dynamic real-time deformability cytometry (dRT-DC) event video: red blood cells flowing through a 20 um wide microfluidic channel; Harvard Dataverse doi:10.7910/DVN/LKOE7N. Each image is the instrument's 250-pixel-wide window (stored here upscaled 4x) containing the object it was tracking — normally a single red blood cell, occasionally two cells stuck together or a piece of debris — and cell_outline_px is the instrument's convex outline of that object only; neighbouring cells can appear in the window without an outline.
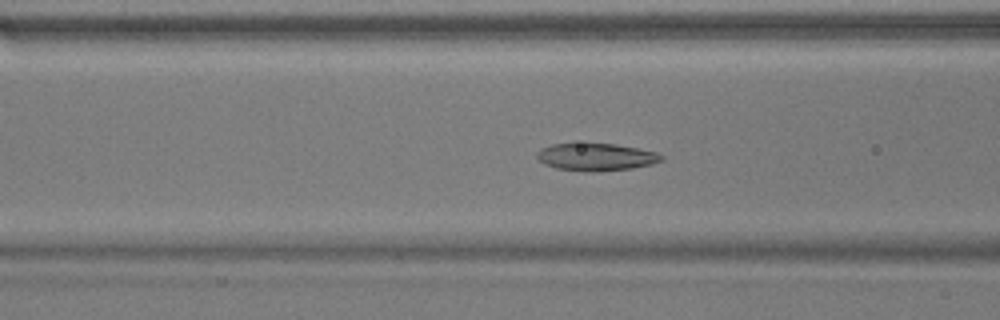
{"species": "common noctule bat (a hibernating species)", "species_latin": "Nyctalus noctula", "temperature_condition": "warm", "stored_images_in_passage": 53, "camera_frame_rate_fps": 3000, "um_per_image_px": 0.085, "animal": {"sex": "male", "body_mass_g": 17.9}, "frame": {"image": 1, "passage_image": 20, "time_ms": 6.333, "image_size_px": [1000, 320], "cell_outline_px": [[664, 160], [652, 164], [632, 168], [600, 172], [588, 172], [556, 168], [544, 164], [536, 156], [536, 152], [540, 148], [552, 144], [572, 140], [616, 144], [656, 152], [664, 156]], "centroid_in_image_um": [50.61, 13.3], "position_along_channel_um": 116.0, "area_um2": 20.87}}
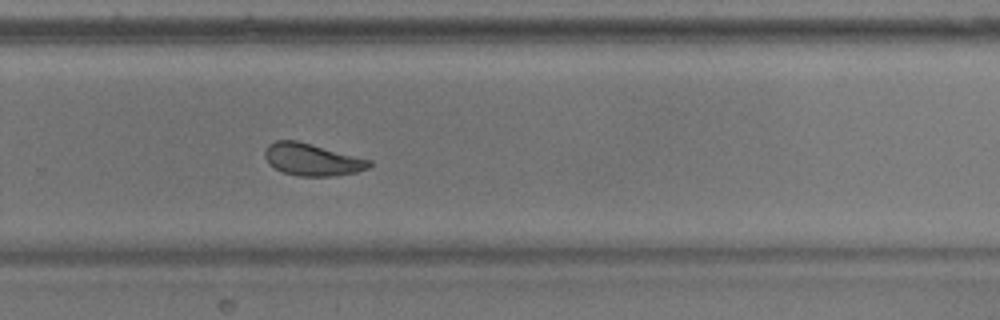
{"frame": {"image": 2, "passage_image": 35, "time_ms": 11.333, "image_size_px": [1000, 320], "cell_outline_px": [[372, 164], [368, 168], [356, 172], [336, 176], [300, 176], [284, 172], [268, 164], [264, 156], [264, 152], [268, 144], [276, 140], [296, 140], [372, 160]], "centroid_in_image_um": [26.52, 13.56], "position_along_channel_um": 303.3, "area_um2": 19.54}}
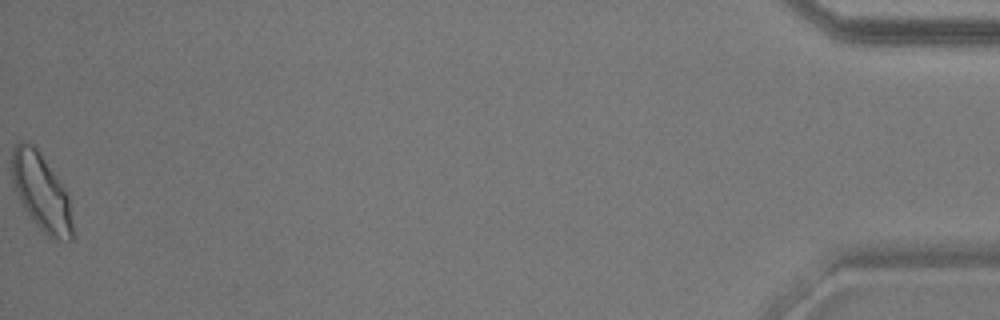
{"frame": {"image": 3, "passage_image": 53, "time_ms": 17.333, "image_size_px": [1000, 320], "cell_outline_px": [[72, 240], [60, 240], [48, 236], [36, 224], [20, 200], [12, 180], [12, 148], [20, 140], [24, 140], [32, 144], [36, 148], [68, 192], [72, 224]], "centroid_in_image_um": [3.51, 16.3], "position_along_channel_um": 431.7, "area_um2": 26.76}, "authors_computed_cell_mechanics": {"area_um2": 21.0392, "velocity_mm_per_s": 3.7519, "shape_relaxation_time_tau1_ms": 2.2771, "shape_relaxation_time_tau2_ms": 1.879, "deformation_change_tau1": 0.1313, "deformation_change_tau2": 0.0867}}